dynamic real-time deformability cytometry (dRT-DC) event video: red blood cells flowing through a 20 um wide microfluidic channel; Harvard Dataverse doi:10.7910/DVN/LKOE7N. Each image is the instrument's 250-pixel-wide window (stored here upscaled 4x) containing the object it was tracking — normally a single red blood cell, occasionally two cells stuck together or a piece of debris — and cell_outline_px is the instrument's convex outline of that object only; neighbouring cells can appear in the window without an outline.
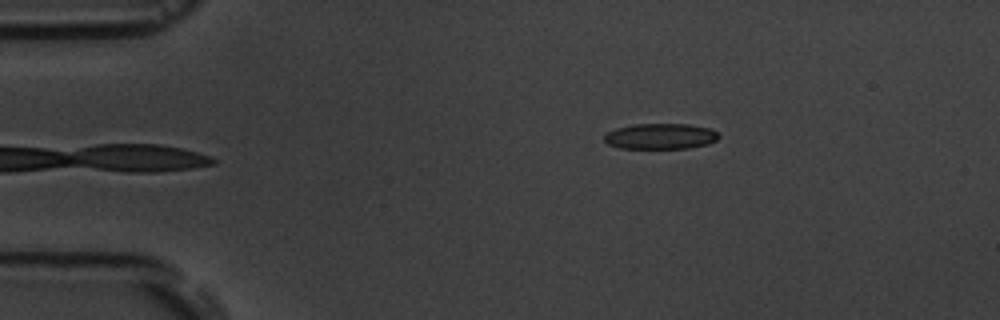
{"species": "common noctule bat (a hibernating species)", "species_latin": "Nyctalus noctula", "temperature_condition": "room temperature", "stored_images_in_passage": 5, "camera_frame_rate_fps": 3000, "um_per_image_px": 0.085, "animal": {"sex": "male", "body_mass_g": 19.5, "forearm_length_mm": 54.6}, "frame": {"image": 1, "passage_image": 5, "time_ms": 5.0, "image_size_px": [1000, 320], "cell_outline_px": [[720, 136], [716, 140], [708, 144], [688, 148], [620, 148], [608, 144], [604, 140], [604, 136], [608, 132], [616, 128], [632, 124], [688, 124], [712, 128]], "centroid_in_image_um": [56.15, 11.58], "position_along_channel_um": 28.8, "area_um2": 17.17}}